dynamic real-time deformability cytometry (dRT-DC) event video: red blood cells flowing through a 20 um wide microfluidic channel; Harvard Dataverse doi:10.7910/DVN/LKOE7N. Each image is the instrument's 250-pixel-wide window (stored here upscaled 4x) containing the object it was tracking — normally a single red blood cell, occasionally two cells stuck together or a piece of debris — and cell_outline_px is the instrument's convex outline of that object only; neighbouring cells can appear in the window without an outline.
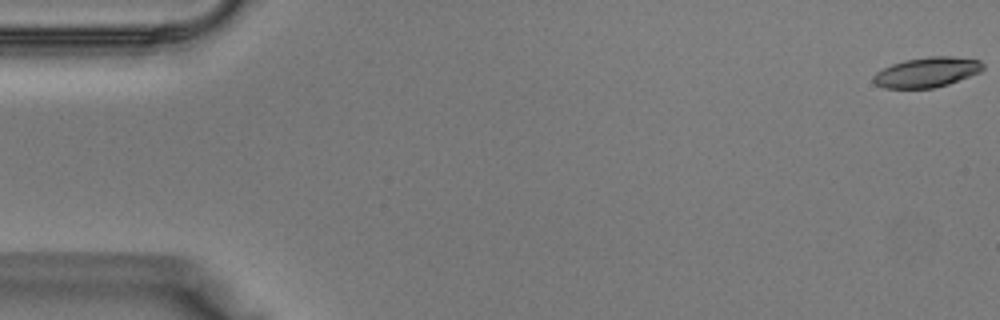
{"species": "Egyptian fruit bat (a non-hibernating species)", "species_latin": "Rousettus aegyptiacus", "temperature_condition": "warm", "stored_images_in_passage": 38, "camera_frame_rate_fps": 3000, "um_per_image_px": 0.085, "animal": {"sex": "male"}, "frame": {"image": 1, "passage_image": 1, "time_ms": 0.0, "image_size_px": [1000, 320], "cell_outline_px": [[984, 68], [980, 72], [948, 84], [932, 88], [884, 88], [876, 84], [872, 80], [872, 76], [876, 72], [892, 64], [904, 60], [928, 56], [952, 56], [980, 60], [984, 64]], "centroid_in_image_um": [78.78, 6.13], "position_along_channel_um": 6.2, "area_um2": 19.19}}
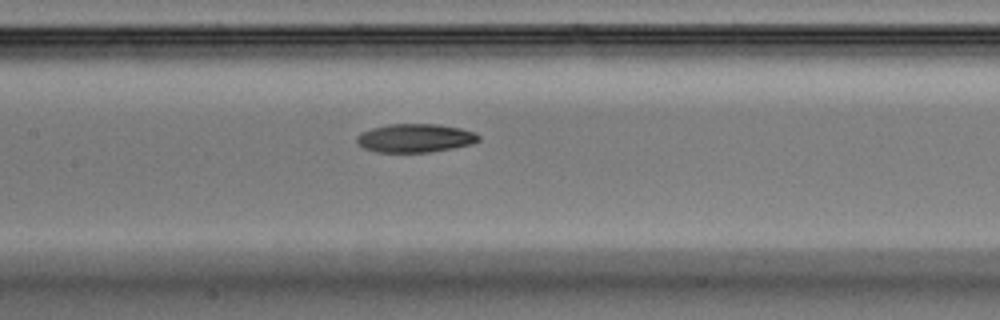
{"frame": {"image": 2, "passage_image": 19, "time_ms": 6.0, "image_size_px": [1000, 320], "cell_outline_px": [[480, 140], [472, 144], [452, 148], [428, 152], [376, 152], [364, 148], [356, 140], [356, 136], [360, 132], [372, 128], [388, 124], [436, 124], [460, 128], [476, 132], [480, 136]], "centroid_in_image_um": [35.29, 11.73], "position_along_channel_um": 172.1, "area_um2": 20.29}}
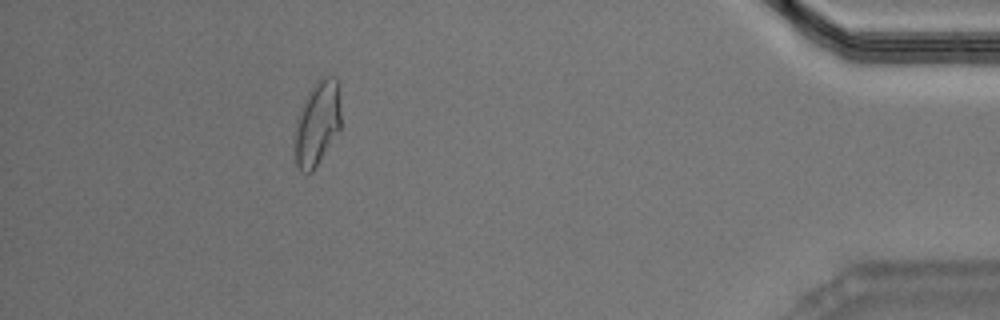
{"frame": {"image": 3, "passage_image": 36, "time_ms": 11.667, "image_size_px": [1000, 320], "cell_outline_px": [[340, 128], [312, 172], [300, 172], [296, 164], [292, 144], [296, 120], [300, 108], [308, 92], [316, 80], [324, 76], [336, 76], [340, 84]], "centroid_in_image_um": [26.94, 10.45], "position_along_channel_um": 408.3, "area_um2": 23.29}}